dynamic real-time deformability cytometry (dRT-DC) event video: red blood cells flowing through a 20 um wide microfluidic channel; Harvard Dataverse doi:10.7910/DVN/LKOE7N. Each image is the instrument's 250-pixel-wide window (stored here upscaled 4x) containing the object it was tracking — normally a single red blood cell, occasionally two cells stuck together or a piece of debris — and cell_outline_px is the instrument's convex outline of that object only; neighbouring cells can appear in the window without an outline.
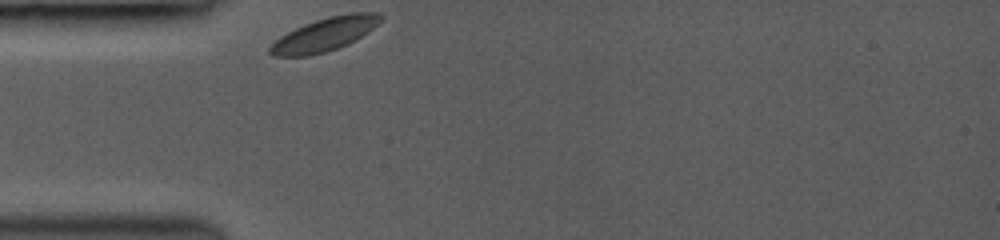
{"species": "common noctule bat (a hibernating species)", "species_latin": "Nyctalus noctula", "temperature_condition": "room temperature", "stored_images_in_passage": 49, "camera_frame_rate_fps": 3000, "um_per_image_px": 0.085, "animal": {"sex": "female", "body_mass_g": 19.0, "forearm_length_mm": 53.3}, "frame": {"image": 1, "passage_image": 1, "time_ms": 0.0, "image_size_px": [1000, 240], "cell_outline_px": [[384, 16], [368, 32], [348, 44], [324, 52], [308, 56], [272, 56], [268, 52], [268, 48], [280, 36], [304, 24], [328, 16], [348, 12], [380, 12]], "centroid_in_image_um": [27.6, 2.91], "position_along_channel_um": 57.4, "area_um2": 21.44}}
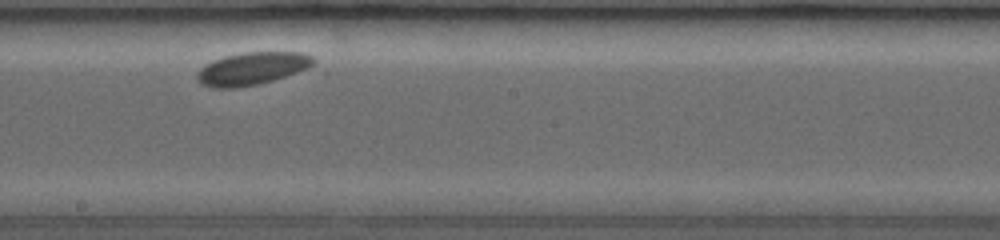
{"frame": {"image": 2, "passage_image": 23, "time_ms": 4.667, "image_size_px": [1000, 240], "cell_outline_px": [[316, 60], [308, 68], [272, 80], [256, 84], [236, 88], [212, 88], [200, 84], [196, 76], [196, 72], [204, 64], [212, 60], [224, 56], [244, 52], [304, 52], [312, 56]], "centroid_in_image_um": [21.37, 5.82], "position_along_channel_um": 226.8, "area_um2": 22.2}}
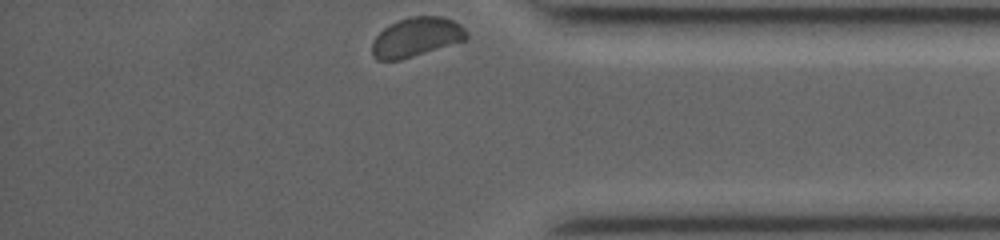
{"frame": {"image": 3, "passage_image": 48, "time_ms": 9.333, "image_size_px": [1000, 240], "cell_outline_px": [[468, 36], [464, 40], [400, 60], [376, 60], [372, 56], [372, 40], [384, 28], [396, 20], [408, 16], [444, 16], [460, 24], [468, 32]], "centroid_in_image_um": [35.36, 3.14], "position_along_channel_um": 399.8, "area_um2": 21.62}}